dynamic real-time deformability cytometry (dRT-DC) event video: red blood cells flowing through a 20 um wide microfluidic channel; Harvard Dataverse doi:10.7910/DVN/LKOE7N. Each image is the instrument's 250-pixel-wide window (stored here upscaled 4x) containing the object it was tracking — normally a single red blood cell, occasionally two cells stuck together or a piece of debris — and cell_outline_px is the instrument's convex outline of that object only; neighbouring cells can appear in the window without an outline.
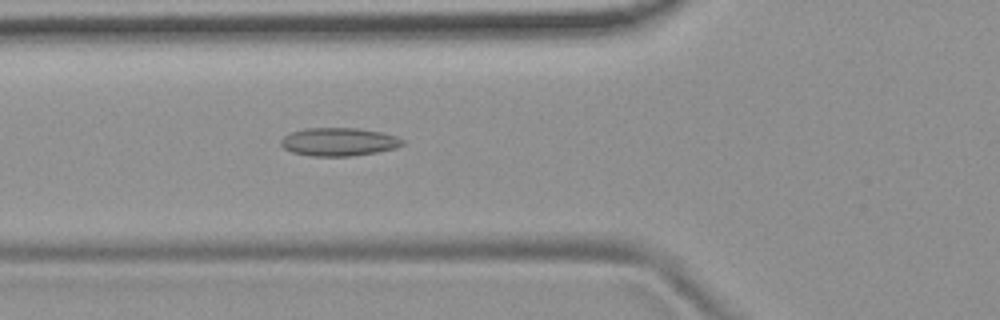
{"species": "common noctule bat (a hibernating species)", "species_latin": "Nyctalus noctula", "temperature_condition": "room temperature", "stored_images_in_passage": 52, "camera_frame_rate_fps": 3000, "um_per_image_px": 0.085, "animal": {"sex": "female", "body_mass_g": 19.9}, "frame": {"image": 1, "passage_image": 18, "time_ms": 5.667, "image_size_px": [1000, 320], "cell_outline_px": [[404, 144], [396, 148], [376, 152], [352, 156], [312, 156], [292, 152], [284, 148], [280, 144], [280, 140], [284, 136], [292, 132], [304, 128], [356, 128], [380, 132], [396, 136], [404, 140]], "centroid_in_image_um": [28.79, 12.06], "position_along_channel_um": 97.0, "area_um2": 19.94}}
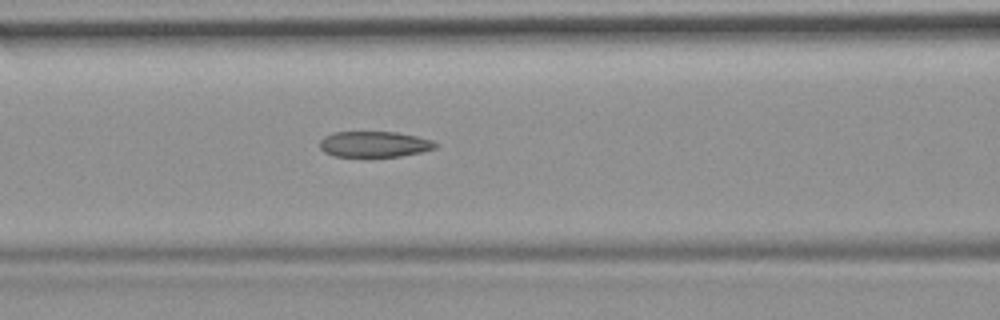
{"frame": {"image": 2, "passage_image": 21, "time_ms": 6.667, "image_size_px": [1000, 320], "cell_outline_px": [[440, 144], [436, 148], [420, 152], [400, 156], [372, 160], [368, 160], [332, 156], [324, 152], [320, 148], [320, 140], [324, 136], [332, 132], [396, 132], [416, 136], [432, 140]], "centroid_in_image_um": [31.78, 12.31], "position_along_channel_um": 134.8, "area_um2": 18.44}}
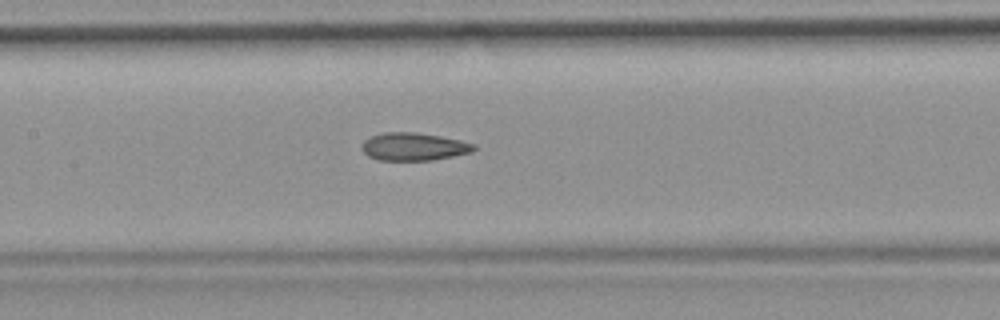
{"frame": {"image": 3, "passage_image": 24, "time_ms": 7.667, "image_size_px": [1000, 320], "cell_outline_px": [[476, 148], [472, 152], [432, 160], [380, 160], [368, 156], [360, 148], [364, 140], [372, 136], [384, 132], [416, 132], [440, 136], [460, 140], [476, 144]], "centroid_in_image_um": [35.17, 12.46], "position_along_channel_um": 172.2, "area_um2": 18.15}, "authors_computed_cell_mechanics": {"area_um2": 18.6983, "velocity_mm_per_s": 3.7419, "shape_relaxation_time_tau1_ms": null, "shape_relaxation_time_tau2_ms": 3.6179, "deformation_change_tau1": null, "deformation_change_tau2": 0.1111}}